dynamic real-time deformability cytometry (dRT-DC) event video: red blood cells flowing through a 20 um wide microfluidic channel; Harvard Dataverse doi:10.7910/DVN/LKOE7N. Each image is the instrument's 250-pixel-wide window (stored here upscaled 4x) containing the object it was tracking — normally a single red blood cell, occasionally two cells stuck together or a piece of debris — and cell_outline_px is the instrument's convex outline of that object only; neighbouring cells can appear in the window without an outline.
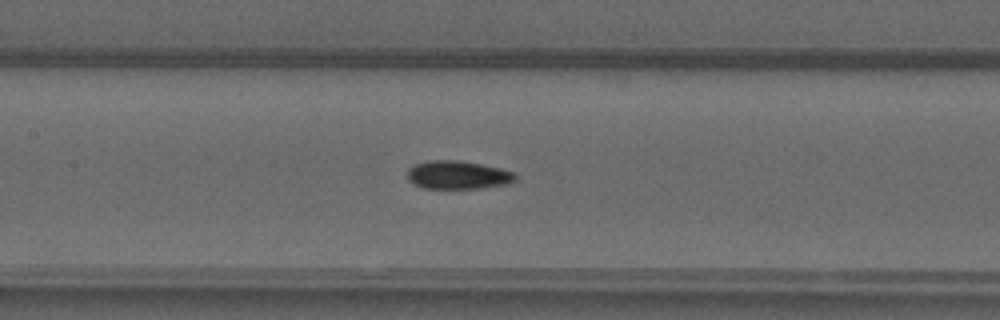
{"species": "common noctule bat (a hibernating species)", "species_latin": "Nyctalus noctula", "temperature_condition": "warm", "stored_images_in_passage": 50, "camera_frame_rate_fps": 3000, "um_per_image_px": 0.085, "animal": {"sex": "male", "forearm_length_mm": 52.5}, "frame": {"image": 1, "passage_image": 24, "time_ms": 7.667, "image_size_px": [1000, 320], "cell_outline_px": [[516, 180], [508, 184], [480, 188], [424, 188], [412, 184], [408, 180], [408, 168], [416, 164], [428, 160], [460, 160], [500, 168], [512, 172], [516, 176]], "centroid_in_image_um": [38.89, 14.87], "position_along_channel_um": 168.5, "area_um2": 17.8}}
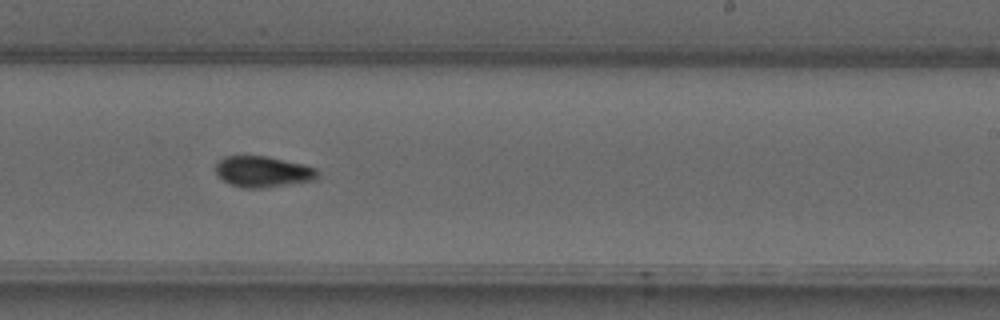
{"frame": {"image": 2, "passage_image": 31, "time_ms": 10.0, "image_size_px": [1000, 320], "cell_outline_px": [[320, 172], [316, 180], [260, 188], [244, 188], [232, 184], [224, 180], [216, 172], [216, 164], [224, 156], [264, 156], [304, 164], [316, 168]], "centroid_in_image_um": [22.39, 14.59], "position_along_channel_um": 266.6, "area_um2": 18.21}}
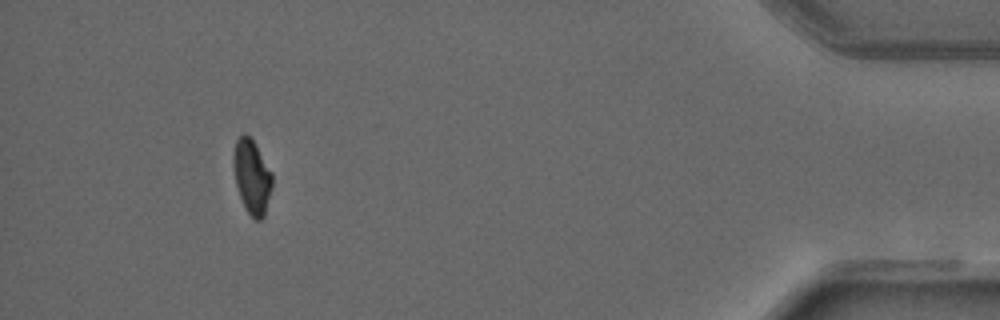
{"frame": {"image": 3, "passage_image": 46, "time_ms": 15.0, "image_size_px": [1000, 320], "cell_outline_px": [[272, 184], [264, 216], [260, 220], [256, 220], [248, 212], [240, 196], [236, 184], [232, 164], [232, 156], [236, 140], [244, 132], [256, 144], [272, 172]], "centroid_in_image_um": [21.4, 14.97], "position_along_channel_um": 413.8, "area_um2": 16.65}}